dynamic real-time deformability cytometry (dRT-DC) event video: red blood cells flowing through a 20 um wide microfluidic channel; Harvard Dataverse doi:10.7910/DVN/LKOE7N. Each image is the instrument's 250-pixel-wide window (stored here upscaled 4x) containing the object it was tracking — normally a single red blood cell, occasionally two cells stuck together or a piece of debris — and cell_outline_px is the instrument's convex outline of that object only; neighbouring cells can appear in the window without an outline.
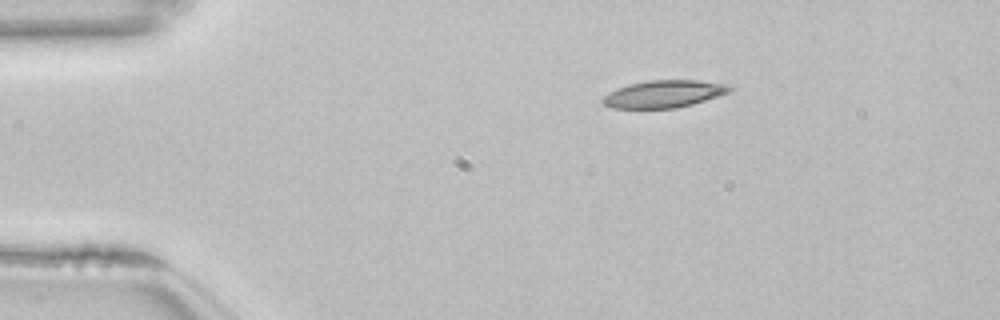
{"species": "common noctule bat (a hibernating species)", "species_latin": "Nyctalus noctula", "temperature_condition": "room temperature", "stored_images_in_passage": 45, "camera_frame_rate_fps": 3000, "um_per_image_px": 0.085, "animal": {"sex": "female", "body_mass_g": 22.7, "forearm_length_mm": 54.2}, "frame": {"image": 1, "passage_image": 1, "time_ms": 0.0, "image_size_px": [1000, 320], "cell_outline_px": [[736, 88], [728, 92], [692, 104], [676, 108], [612, 108], [604, 104], [600, 100], [604, 96], [616, 88], [628, 84], [648, 80], [696, 80], [728, 84]], "centroid_in_image_um": [56.41, 7.97], "position_along_channel_um": 28.6, "area_um2": 20.17}}
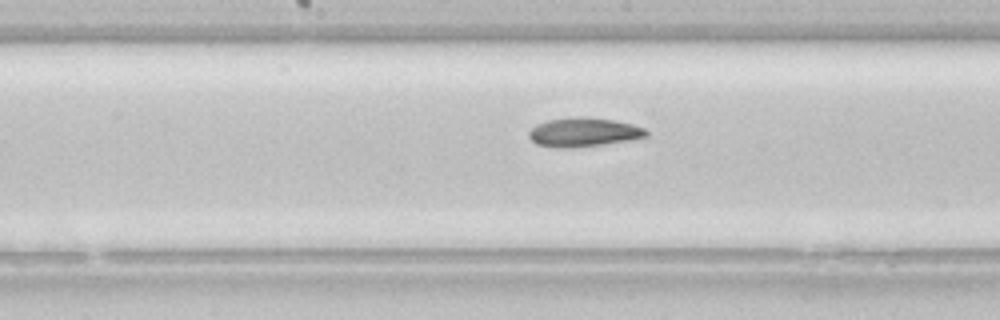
{"frame": {"image": 2, "passage_image": 19, "time_ms": 6.0, "image_size_px": [1000, 320], "cell_outline_px": [[648, 136], [632, 140], [572, 148], [552, 148], [536, 144], [528, 136], [528, 132], [536, 124], [548, 120], [572, 116], [584, 116], [612, 120], [632, 124], [644, 128], [648, 132]], "centroid_in_image_um": [49.58, 11.24], "position_along_channel_um": 198.6, "area_um2": 20.06}}
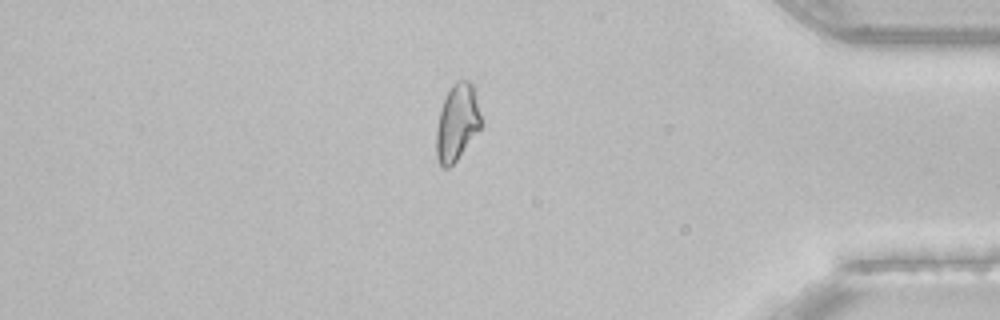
{"frame": {"image": 3, "passage_image": 37, "time_ms": 12.0, "image_size_px": [1000, 320], "cell_outline_px": [[480, 128], [456, 160], [448, 168], [444, 168], [440, 164], [436, 156], [436, 128], [440, 108], [452, 84], [456, 80], [468, 80], [472, 84], [480, 116]], "centroid_in_image_um": [38.81, 10.41], "position_along_channel_um": 396.4, "area_um2": 19.54}, "authors_computed_cell_mechanics": {"area_um2": 20.23, "velocity_mm_per_s": 3.8527, "shape_relaxation_time_tau1_ms": null, "shape_relaxation_time_tau2_ms": 7.3227, "deformation_change_tau1": null, "deformation_change_tau2": 0.1317}}